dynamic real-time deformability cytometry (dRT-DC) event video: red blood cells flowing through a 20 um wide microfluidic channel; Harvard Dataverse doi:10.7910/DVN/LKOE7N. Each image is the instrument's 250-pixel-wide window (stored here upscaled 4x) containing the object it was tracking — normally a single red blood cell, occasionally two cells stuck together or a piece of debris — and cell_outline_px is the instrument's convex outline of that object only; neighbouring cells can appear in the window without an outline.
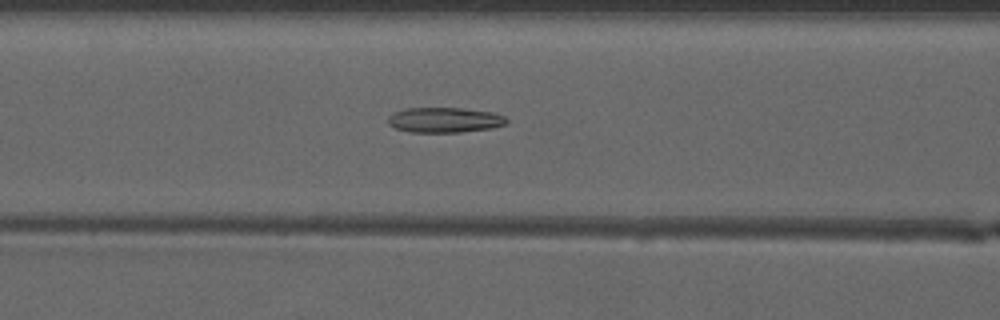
{"species": "common noctule bat (a hibernating species)", "species_latin": "Nyctalus noctula", "temperature_condition": "warm", "stored_images_in_passage": 47, "camera_frame_rate_fps": 3000, "um_per_image_px": 0.085, "animal": {"sex": "male", "forearm_length_mm": 52.5}, "frame": {"image": 1, "passage_image": 22, "time_ms": 7.0, "image_size_px": [1000, 320], "cell_outline_px": [[508, 120], [504, 124], [492, 128], [460, 132], [412, 132], [396, 128], [388, 124], [388, 116], [392, 112], [404, 108], [460, 108], [492, 112], [504, 116]], "centroid_in_image_um": [37.75, 10.19], "position_along_channel_um": 128.9, "area_um2": 17.34}}
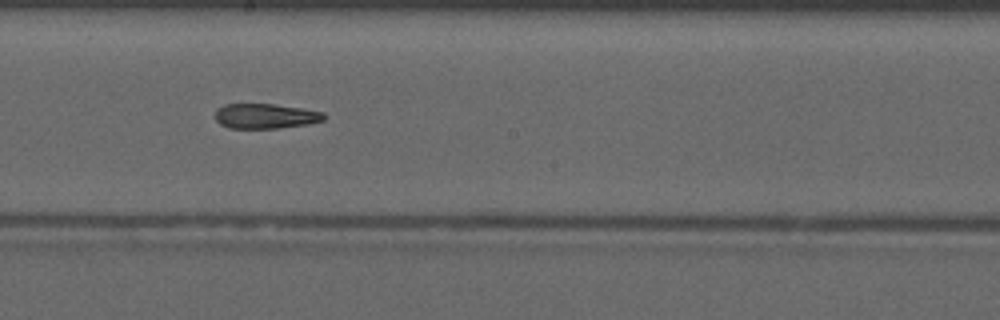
{"frame": {"image": 2, "passage_image": 29, "time_ms": 9.333, "image_size_px": [1000, 320], "cell_outline_px": [[324, 120], [308, 124], [276, 128], [228, 128], [220, 124], [216, 120], [216, 108], [224, 104], [276, 104], [324, 112]], "centroid_in_image_um": [22.53, 9.86], "position_along_channel_um": 225.7, "area_um2": 15.78}}
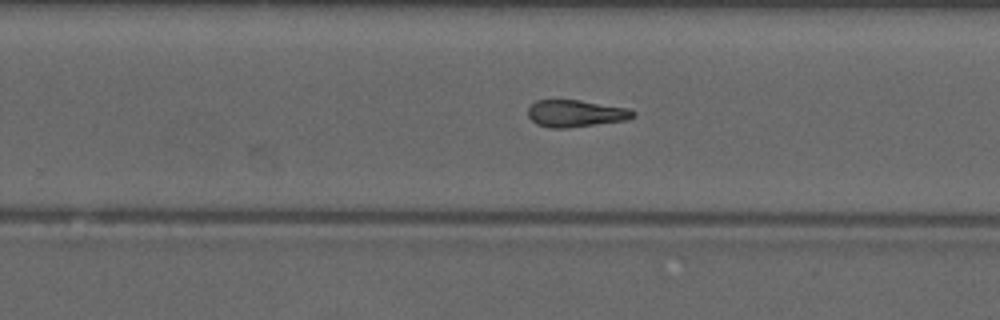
{"frame": {"image": 3, "passage_image": 33, "time_ms": 10.667, "image_size_px": [1000, 320], "cell_outline_px": [[636, 116], [624, 120], [568, 128], [548, 128], [536, 124], [528, 116], [528, 108], [536, 100], [580, 100], [628, 108], [636, 112]], "centroid_in_image_um": [48.92, 9.64], "position_along_channel_um": 280.9, "area_um2": 16.53}, "authors_computed_cell_mechanics": {"area_um2": 17.2244, "velocity_mm_per_s": 4.1631, "shape_relaxation_time_tau1_ms": null, "shape_relaxation_time_tau2_ms": 5.2197, "deformation_change_tau1": null, "deformation_change_tau2": 0.1724}}